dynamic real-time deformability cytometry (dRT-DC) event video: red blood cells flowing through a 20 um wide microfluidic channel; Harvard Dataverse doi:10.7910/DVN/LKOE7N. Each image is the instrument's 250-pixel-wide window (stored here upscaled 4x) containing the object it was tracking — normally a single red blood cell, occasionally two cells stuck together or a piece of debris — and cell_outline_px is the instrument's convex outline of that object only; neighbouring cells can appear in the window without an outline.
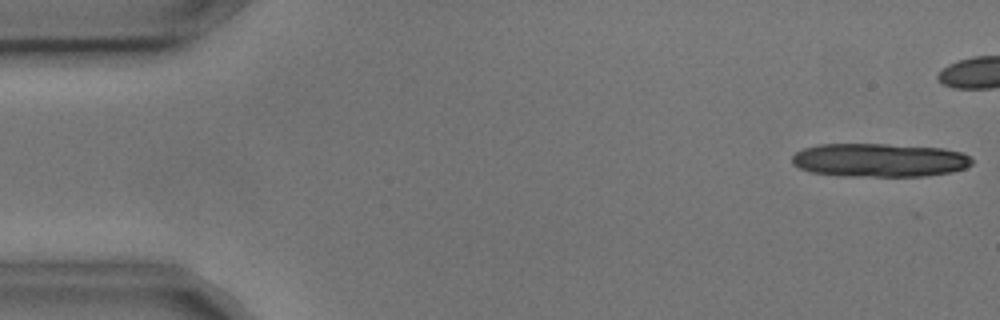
{"species": "common noctule bat (a hibernating species)", "species_latin": "Nyctalus noctula", "temperature_condition": "cold", "stored_images_in_passage": 7, "camera_frame_rate_fps": 3000, "um_per_image_px": 0.085, "animal": {"sex": "male", "body_mass_g": 17.9, "forearm_length_mm": 54.2}, "frame": {"image": 1, "passage_image": 1, "time_ms": 0.0, "image_size_px": [1000, 320], "cell_outline_px": [[972, 164], [964, 168], [952, 172], [928, 176], [840, 176], [812, 172], [800, 168], [792, 164], [792, 156], [796, 152], [804, 148], [816, 144], [888, 144], [944, 148], [964, 152], [972, 160]], "centroid_in_image_um": [74.76, 13.61], "position_along_channel_um": 10.2, "area_um2": 35.49}}